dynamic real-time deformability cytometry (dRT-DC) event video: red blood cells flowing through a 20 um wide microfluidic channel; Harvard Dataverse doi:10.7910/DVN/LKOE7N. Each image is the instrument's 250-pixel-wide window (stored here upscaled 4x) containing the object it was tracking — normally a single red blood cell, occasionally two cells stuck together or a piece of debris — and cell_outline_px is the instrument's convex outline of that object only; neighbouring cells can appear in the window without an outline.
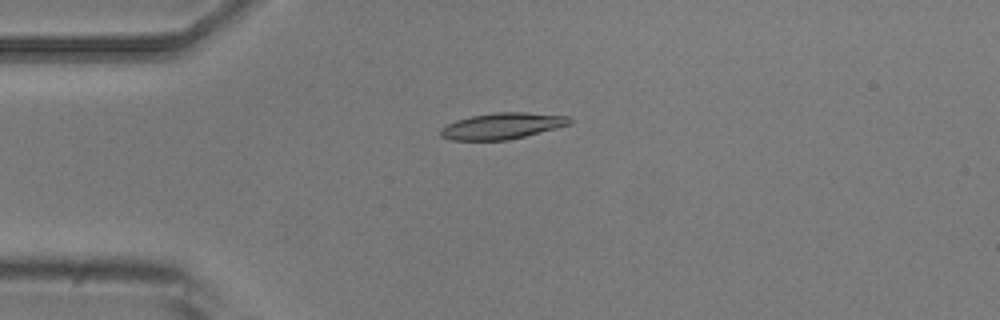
{"species": "common noctule bat (a hibernating species)", "species_latin": "Nyctalus noctula", "temperature_condition": "room temperature", "stored_images_in_passage": 6, "camera_frame_rate_fps": 3000, "um_per_image_px": 0.085, "animal": {"sex": "male", "body_mass_g": 20.5, "forearm_length_mm": 52.5}, "frame": {"image": 1, "passage_image": 3, "time_ms": 2.333, "image_size_px": [1000, 320], "cell_outline_px": [[572, 124], [508, 140], [452, 140], [440, 136], [440, 128], [456, 120], [472, 116], [496, 112], [524, 112], [568, 116], [572, 120]], "centroid_in_image_um": [42.68, 10.7], "position_along_channel_um": 42.3, "area_um2": 19.59}}
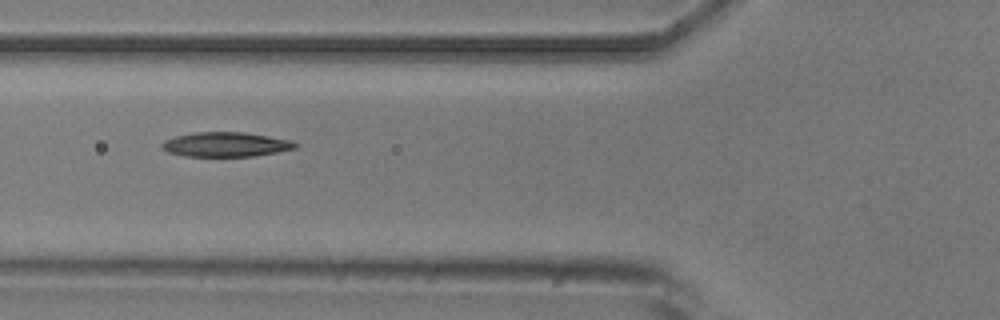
{"frame": {"image": 2, "passage_image": 5, "time_ms": 4.667, "image_size_px": [1000, 320], "cell_outline_px": [[296, 148], [276, 152], [252, 156], [184, 156], [168, 152], [160, 148], [160, 144], [164, 140], [176, 136], [192, 132], [244, 132], [292, 140], [296, 144]], "centroid_in_image_um": [19.13, 12.27], "position_along_channel_um": 106.7, "area_um2": 19.07}}
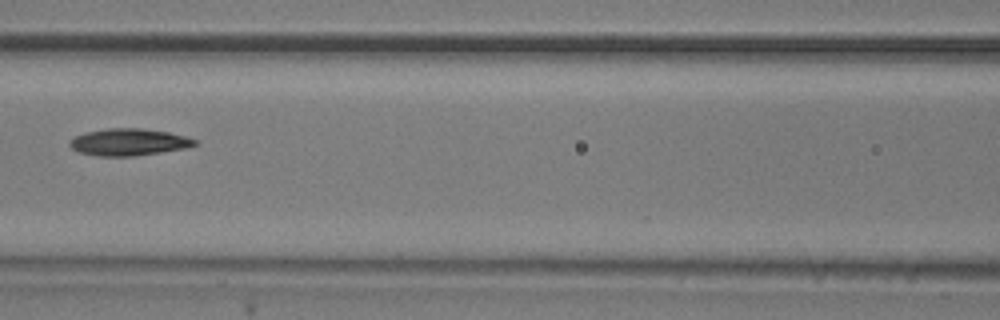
{"frame": {"image": 3, "passage_image": 6, "time_ms": 6.0, "image_size_px": [1000, 320], "cell_outline_px": [[200, 144], [188, 148], [132, 156], [96, 156], [80, 152], [72, 148], [68, 144], [76, 136], [84, 132], [108, 128], [140, 128], [168, 132], [184, 136], [196, 140]], "centroid_in_image_um": [10.97, 12.08], "position_along_channel_um": 155.6, "area_um2": 19.59}}